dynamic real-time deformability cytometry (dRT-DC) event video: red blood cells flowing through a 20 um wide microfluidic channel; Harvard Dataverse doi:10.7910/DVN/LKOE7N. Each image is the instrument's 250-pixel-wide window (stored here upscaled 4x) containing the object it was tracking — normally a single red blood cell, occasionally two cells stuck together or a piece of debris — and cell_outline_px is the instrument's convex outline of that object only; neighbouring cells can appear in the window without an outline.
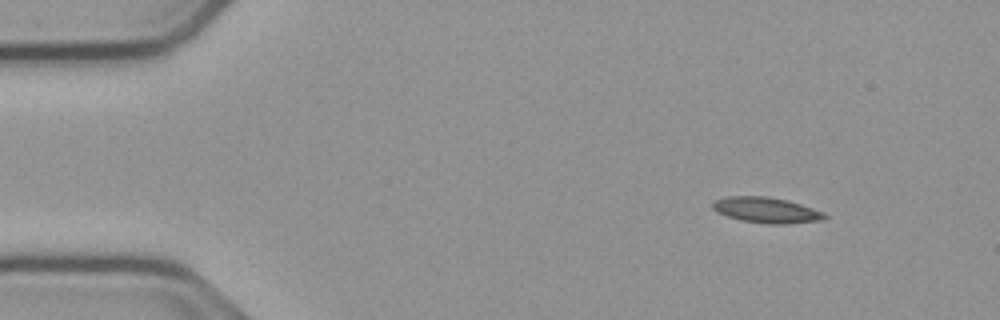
{"species": "common noctule bat (a hibernating species)", "species_latin": "Nyctalus noctula", "temperature_condition": "cold", "stored_images_in_passage": 50, "segment_of_instrument_passage": [1, 2], "camera_frame_rate_fps": 3000, "um_per_image_px": 0.085, "animal": {"sex": "male", "body_mass_g": 23.1, "forearm_length_mm": 52.7}, "frame": {"image": 1, "passage_image": 1, "time_ms": 0.0, "image_size_px": [1000, 320], "cell_outline_px": [[828, 216], [824, 220], [788, 224], [768, 224], [740, 220], [716, 212], [712, 208], [712, 204], [716, 200], [728, 196], [764, 196], [788, 200], [824, 212]], "centroid_in_image_um": [65.16, 17.87], "position_along_channel_um": 19.8, "area_um2": 16.76}}
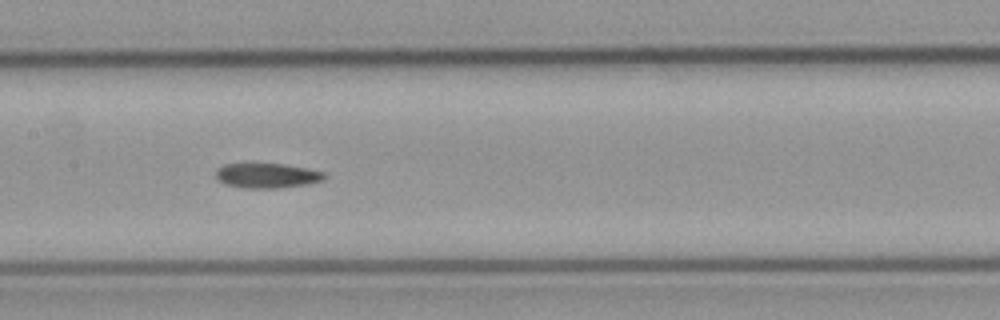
{"frame": {"image": 2, "passage_image": 21, "time_ms": 6.667, "image_size_px": [1000, 320], "cell_outline_px": [[328, 176], [324, 180], [304, 184], [276, 188], [248, 188], [228, 184], [220, 180], [216, 176], [216, 168], [224, 164], [284, 164], [324, 172]], "centroid_in_image_um": [22.72, 14.91], "position_along_channel_um": 184.7, "area_um2": 15.37}}
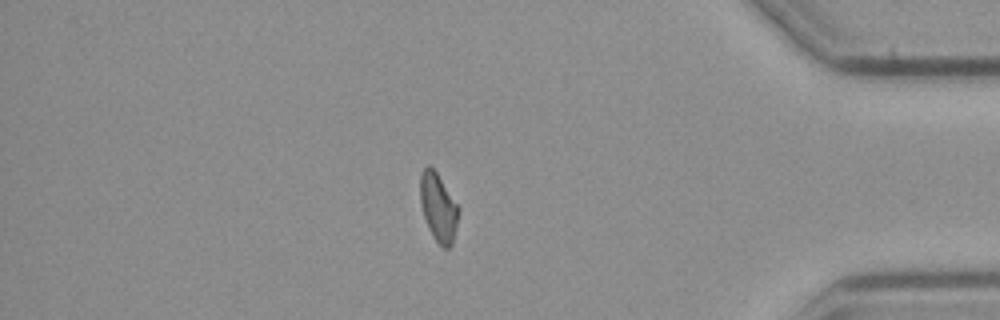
{"frame": {"image": 3, "passage_image": 41, "time_ms": 13.333, "image_size_px": [1000, 320], "cell_outline_px": [[460, 208], [452, 244], [448, 248], [444, 248], [432, 236], [428, 228], [424, 216], [420, 200], [420, 176], [424, 168], [428, 164], [436, 172]], "centroid_in_image_um": [37.25, 17.63], "position_along_channel_um": 397.9, "area_um2": 15.03}}